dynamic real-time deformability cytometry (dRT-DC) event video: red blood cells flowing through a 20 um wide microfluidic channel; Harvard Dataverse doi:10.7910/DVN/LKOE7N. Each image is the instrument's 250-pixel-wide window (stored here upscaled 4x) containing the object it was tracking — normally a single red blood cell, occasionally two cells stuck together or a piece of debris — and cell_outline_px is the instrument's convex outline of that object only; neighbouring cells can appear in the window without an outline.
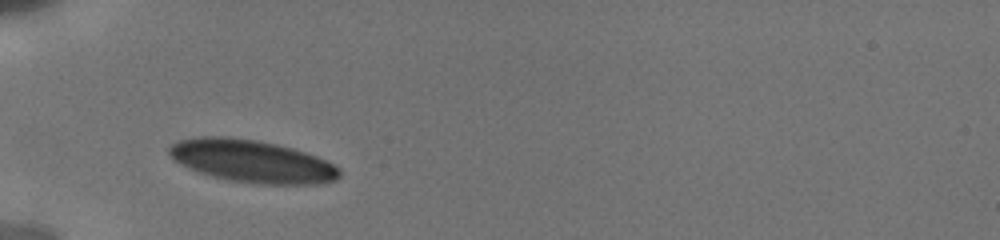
{"species": "human", "species_latin": "Homo sapiens", "temperature_condition": "cold", "stored_images_in_passage": 33, "camera_frame_rate_fps": 3000, "um_per_image_px": 0.085, "donor": {"sex": "male"}, "frame": {"image": 1, "passage_image": 1, "time_ms": 0.0, "image_size_px": [1000, 240], "cell_outline_px": [[340, 176], [336, 180], [316, 184], [256, 184], [228, 180], [212, 176], [188, 168], [180, 164], [168, 152], [168, 148], [172, 144], [180, 140], [196, 136], [228, 136], [256, 140], [276, 144], [292, 148], [316, 156], [340, 168]], "centroid_in_image_um": [21.41, 13.7], "position_along_channel_um": 63.6, "area_um2": 42.14}}
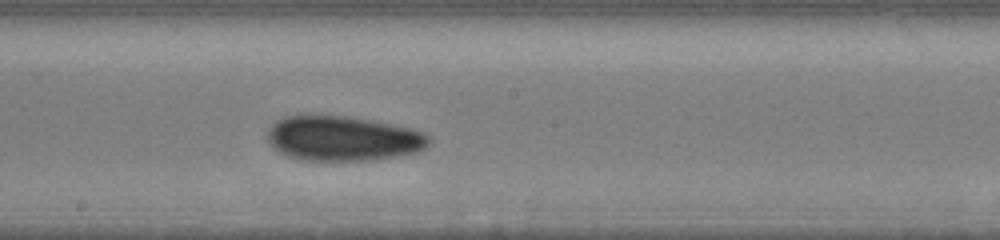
{"frame": {"image": 2, "passage_image": 19, "time_ms": 4.333, "image_size_px": [1000, 240], "cell_outline_px": [[428, 144], [424, 148], [416, 152], [396, 156], [368, 160], [300, 160], [288, 156], [280, 152], [268, 140], [268, 132], [272, 124], [284, 116], [344, 116], [372, 120], [412, 128], [424, 132], [428, 136]], "centroid_in_image_um": [29.16, 11.77], "position_along_channel_um": 219.0, "area_um2": 41.73}}
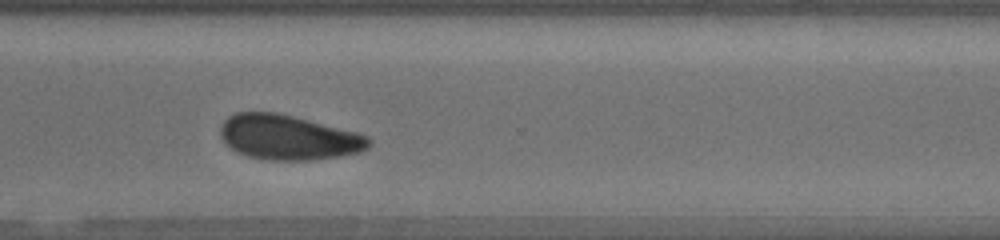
{"frame": {"image": 3, "passage_image": 32, "time_ms": 7.667, "image_size_px": [1000, 240], "cell_outline_px": [[372, 144], [368, 148], [360, 152], [340, 156], [308, 160], [268, 160], [248, 156], [232, 148], [220, 136], [220, 128], [224, 120], [228, 116], [236, 112], [276, 112], [356, 132], [368, 136], [372, 140]], "centroid_in_image_um": [24.53, 11.67], "position_along_channel_um": 346.1, "area_um2": 38.55}}